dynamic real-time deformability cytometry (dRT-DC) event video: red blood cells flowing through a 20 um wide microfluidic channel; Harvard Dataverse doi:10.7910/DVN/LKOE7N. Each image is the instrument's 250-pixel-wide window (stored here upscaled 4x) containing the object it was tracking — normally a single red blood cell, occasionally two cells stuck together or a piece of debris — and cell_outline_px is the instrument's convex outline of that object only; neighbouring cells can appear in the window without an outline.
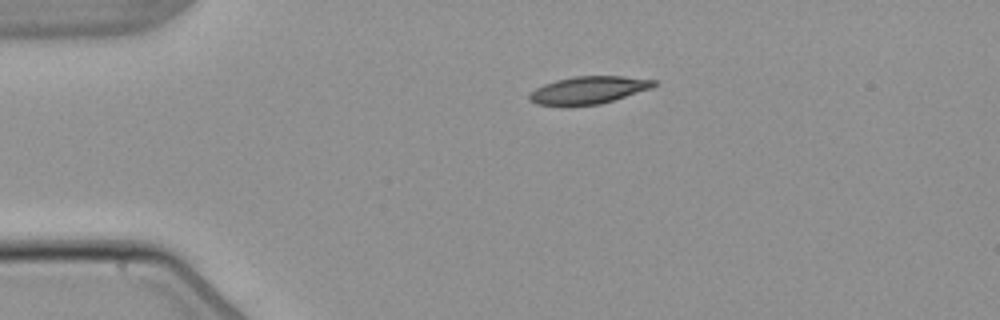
{"species": "common noctule bat (a hibernating species)", "species_latin": "Nyctalus noctula", "temperature_condition": "warm", "stored_images_in_passage": 2, "camera_frame_rate_fps": 3000, "um_per_image_px": 0.085, "animal": {"sex": "male", "body_mass_g": 21.5, "forearm_length_mm": 52.0}, "frame": {"image": 1, "passage_image": 1, "time_ms": 0.0, "image_size_px": [1000, 320], "cell_outline_px": [[656, 84], [652, 88], [600, 104], [536, 104], [528, 100], [528, 96], [536, 88], [544, 84], [556, 80], [576, 76], [624, 76], [656, 80]], "centroid_in_image_um": [50.05, 7.63], "position_along_channel_um": 34.9, "area_um2": 19.48}}
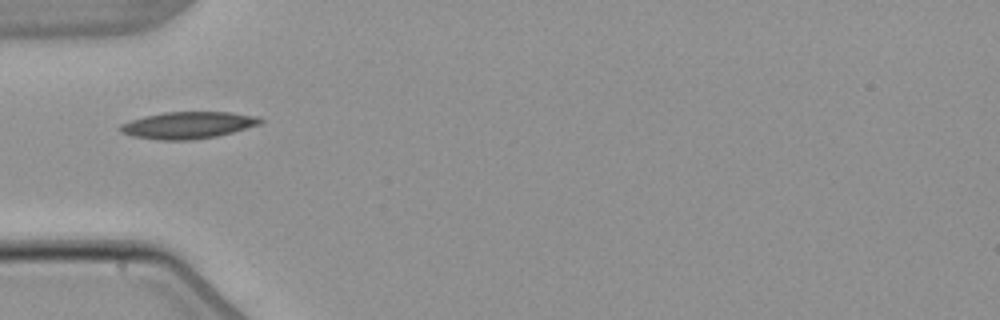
{"frame": {"image": 2, "passage_image": 2, "time_ms": 2.0, "image_size_px": [1000, 320], "cell_outline_px": [[264, 120], [260, 124], [232, 132], [216, 136], [192, 140], [160, 140], [132, 136], [120, 132], [116, 128], [120, 124], [144, 116], [164, 112], [232, 112], [260, 116]], "centroid_in_image_um": [15.97, 10.63], "position_along_channel_um": 69.0, "area_um2": 22.08}}